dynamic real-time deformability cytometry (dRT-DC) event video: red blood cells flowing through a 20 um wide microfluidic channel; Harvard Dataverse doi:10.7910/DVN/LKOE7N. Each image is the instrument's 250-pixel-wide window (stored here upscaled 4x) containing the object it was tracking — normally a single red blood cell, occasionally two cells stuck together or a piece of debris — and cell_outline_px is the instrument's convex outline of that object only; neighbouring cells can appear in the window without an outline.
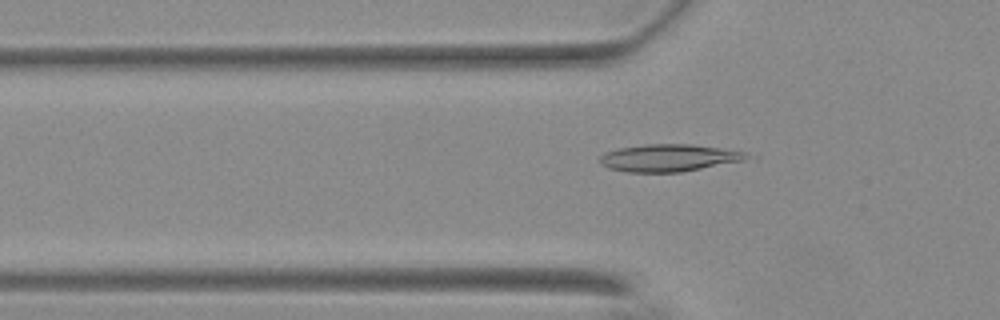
{"species": "Egyptian fruit bat (a non-hibernating species)", "species_latin": "Rousettus aegyptiacus", "temperature_condition": "warm", "stored_images_in_passage": 47, "camera_frame_rate_fps": 3000, "um_per_image_px": 0.085, "animal": {"sex": "female"}, "frame": {"image": 1, "passage_image": 10, "time_ms": 3.0, "image_size_px": [1000, 320], "cell_outline_px": [[760, 156], [756, 160], [680, 172], [628, 172], [608, 168], [600, 164], [600, 156], [604, 152], [620, 148], [644, 144], [692, 144], [720, 148], [744, 152]], "centroid_in_image_um": [57.04, 13.42], "position_along_channel_um": 68.8, "area_um2": 24.1}}
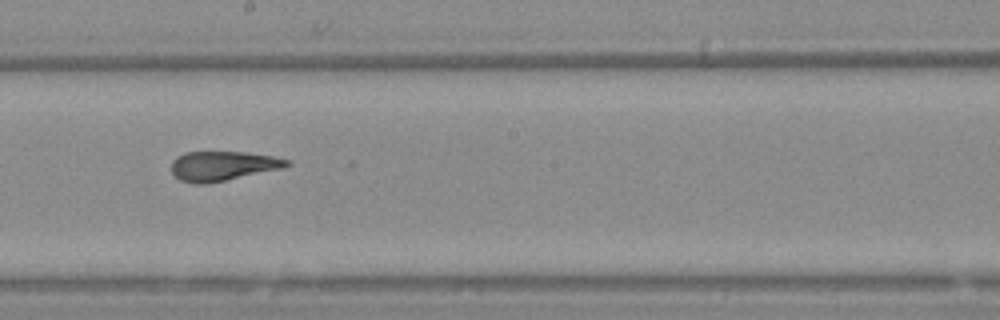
{"frame": {"image": 2, "passage_image": 23, "time_ms": 7.333, "image_size_px": [1000, 320], "cell_outline_px": [[292, 164], [284, 168], [208, 184], [196, 184], [180, 180], [172, 172], [172, 160], [176, 156], [184, 152], [244, 152], [272, 156], [288, 160]], "centroid_in_image_um": [18.93, 14.11], "position_along_channel_um": 229.3, "area_um2": 19.94}}
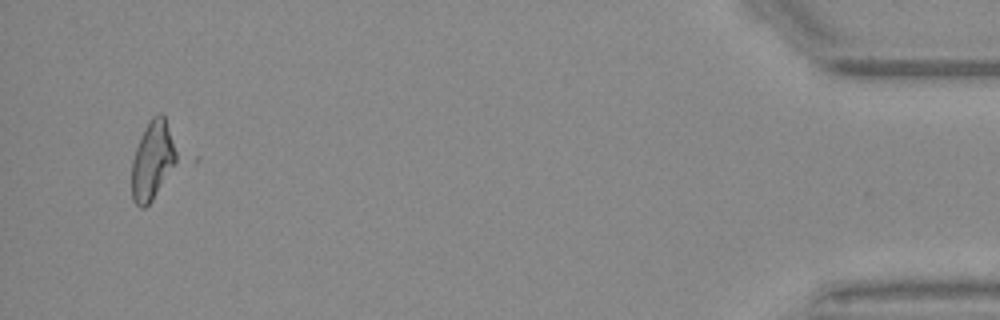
{"frame": {"image": 3, "passage_image": 45, "time_ms": 14.667, "image_size_px": [1000, 320], "cell_outline_px": [[200, 160], [196, 164], [144, 208], [140, 208], [132, 200], [132, 160], [136, 148], [144, 128], [152, 116], [160, 112], [164, 116]], "centroid_in_image_um": [13.51, 13.64], "position_along_channel_um": 421.7, "area_um2": 27.11}, "authors_computed_cell_mechanics": {"area_um2": 20.6346, "velocity_mm_per_s": 3.7039, "shape_relaxation_time_tau1_ms": 4.1546, "shape_relaxation_time_tau2_ms": 1.2423, "deformation_change_tau1": 0.1772, "deformation_change_tau2": 0.0868}}